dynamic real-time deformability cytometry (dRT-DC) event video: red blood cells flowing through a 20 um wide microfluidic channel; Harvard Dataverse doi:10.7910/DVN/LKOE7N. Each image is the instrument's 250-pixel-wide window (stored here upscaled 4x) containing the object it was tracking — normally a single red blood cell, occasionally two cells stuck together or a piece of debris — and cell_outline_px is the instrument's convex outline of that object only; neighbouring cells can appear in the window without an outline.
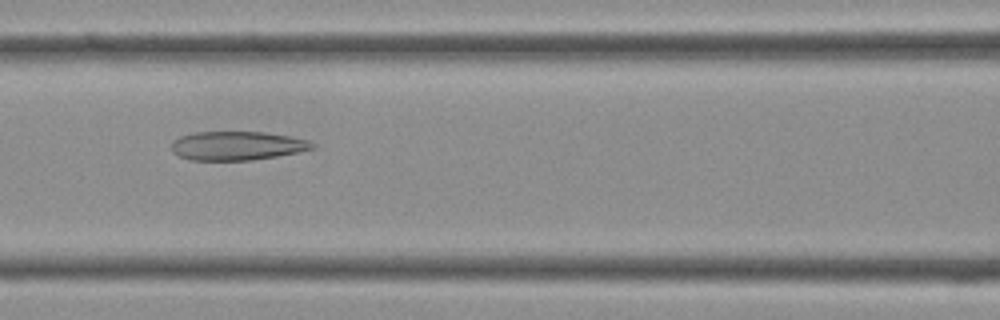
{"species": "Egyptian fruit bat (a non-hibernating species)", "species_latin": "Rousettus aegyptiacus", "temperature_condition": "cold", "stored_images_in_passage": 31, "camera_frame_rate_fps": 3000, "um_per_image_px": 0.085, "frame": {"image": 1, "passage_image": 8, "time_ms": 2.333, "image_size_px": [1000, 320], "cell_outline_px": [[316, 148], [276, 156], [252, 160], [188, 160], [172, 152], [172, 140], [180, 136], [196, 132], [264, 132], [288, 136], [308, 140], [316, 144]], "centroid_in_image_um": [20.14, 12.39], "position_along_channel_um": 146.5, "area_um2": 23.64}}
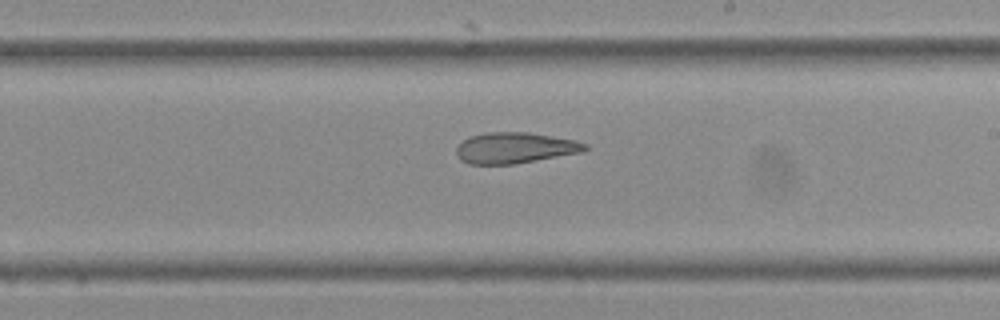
{"frame": {"image": 2, "passage_image": 14, "time_ms": 4.333, "image_size_px": [1000, 320], "cell_outline_px": [[588, 148], [584, 152], [516, 164], [468, 164], [460, 160], [456, 156], [456, 148], [464, 140], [472, 136], [484, 132], [528, 132], [576, 140], [588, 144]], "centroid_in_image_um": [43.79, 12.58], "position_along_channel_um": 245.2, "area_um2": 23.41}}
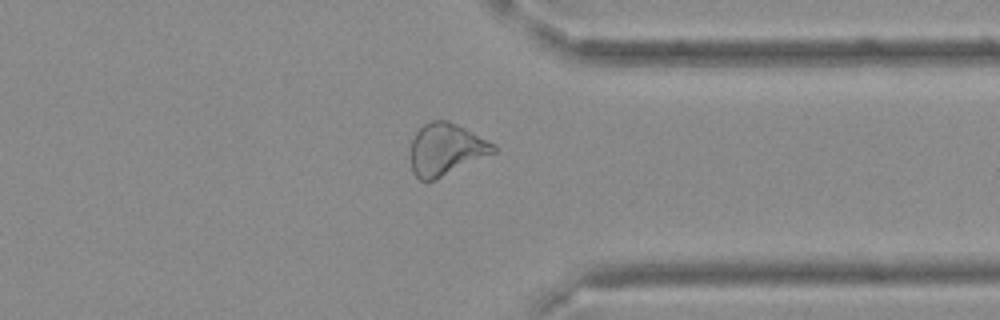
{"frame": {"image": 3, "passage_image": 22, "time_ms": 7.0, "image_size_px": [1000, 320], "cell_outline_px": [[500, 148], [496, 152], [436, 180], [420, 180], [412, 172], [408, 156], [412, 140], [416, 132], [424, 124], [432, 120], [448, 120], [464, 128]], "centroid_in_image_um": [37.86, 12.72], "position_along_channel_um": 373.5, "area_um2": 25.26}}